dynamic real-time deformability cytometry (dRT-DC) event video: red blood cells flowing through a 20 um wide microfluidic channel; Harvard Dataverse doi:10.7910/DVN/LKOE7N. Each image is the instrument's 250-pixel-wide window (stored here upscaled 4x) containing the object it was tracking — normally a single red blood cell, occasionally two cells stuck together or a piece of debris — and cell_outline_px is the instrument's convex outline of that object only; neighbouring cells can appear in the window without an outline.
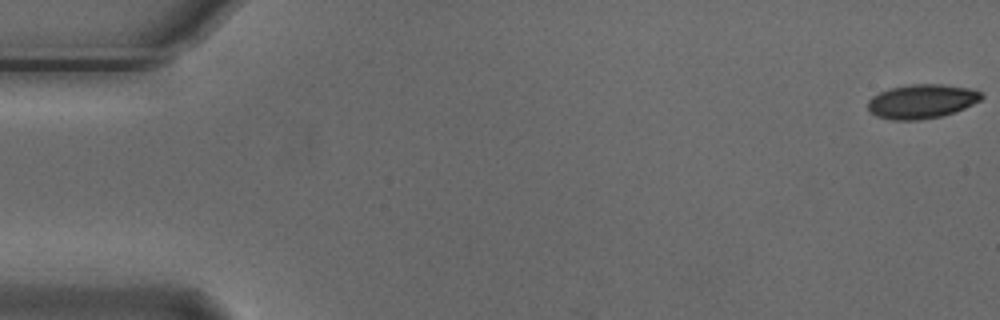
{"species": "Egyptian fruit bat (a non-hibernating species)", "species_latin": "Rousettus aegyptiacus", "temperature_condition": "cold", "stored_images_in_passage": 6, "camera_frame_rate_fps": 3000, "um_per_image_px": 0.085, "animal": {"sex": "male"}, "frame": {"image": 1, "passage_image": 1, "time_ms": 0.0, "image_size_px": [1000, 320], "cell_outline_px": [[984, 96], [980, 100], [964, 108], [944, 116], [920, 120], [892, 120], [876, 116], [868, 108], [868, 100], [872, 96], [880, 92], [892, 88], [912, 84], [940, 84], [968, 88], [980, 92]], "centroid_in_image_um": [78.34, 8.63], "position_along_channel_um": 6.7, "area_um2": 22.48}}
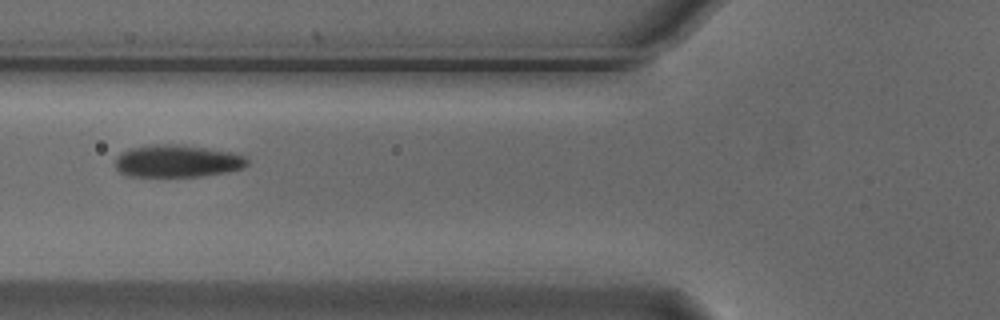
{"frame": {"image": 2, "passage_image": 6, "time_ms": 1.667, "image_size_px": [1000, 320], "cell_outline_px": [[248, 164], [244, 168], [228, 172], [204, 176], [128, 176], [120, 172], [116, 168], [116, 156], [128, 148], [156, 144], [176, 144], [232, 152], [244, 156], [248, 160]], "centroid_in_image_um": [15.07, 13.69], "position_along_channel_um": 110.7, "area_um2": 24.91}}